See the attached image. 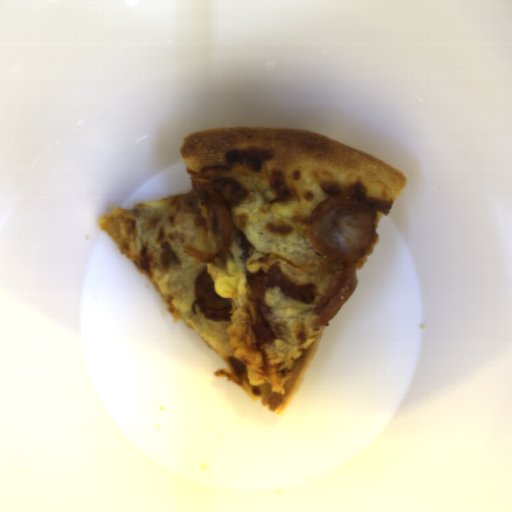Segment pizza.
Wrapping results in <instances>:
<instances>
[{"mask_svg":"<svg viewBox=\"0 0 512 512\" xmlns=\"http://www.w3.org/2000/svg\"><path fill=\"white\" fill-rule=\"evenodd\" d=\"M180 157L192 183L201 186L231 178L248 198L231 207L232 226L242 230L254 251L247 259L234 237L229 249L213 262L195 260L185 251L193 245L214 252L209 213L198 199V214L185 210L188 193L114 208L100 220L118 248L146 274L163 299L173 322L184 321L226 363L214 375L239 386L254 401L282 415L294 399L328 322L314 310L350 267L367 263L380 237L376 228L387 217L407 178L387 162L327 135L304 128L217 127L183 138ZM359 198L369 204L374 239L359 261L334 263L311 246L303 231L314 207L333 196ZM278 263L289 280L315 285V302L284 296L277 287L264 292L270 306L265 319L275 334L256 343L251 289L246 275ZM208 267L214 288L232 307L210 310L196 303L195 281Z\"/></svg>","mask_w":512,"mask_h":512,"instance_id":"pizza-1","label":"pizza"}]
</instances>
